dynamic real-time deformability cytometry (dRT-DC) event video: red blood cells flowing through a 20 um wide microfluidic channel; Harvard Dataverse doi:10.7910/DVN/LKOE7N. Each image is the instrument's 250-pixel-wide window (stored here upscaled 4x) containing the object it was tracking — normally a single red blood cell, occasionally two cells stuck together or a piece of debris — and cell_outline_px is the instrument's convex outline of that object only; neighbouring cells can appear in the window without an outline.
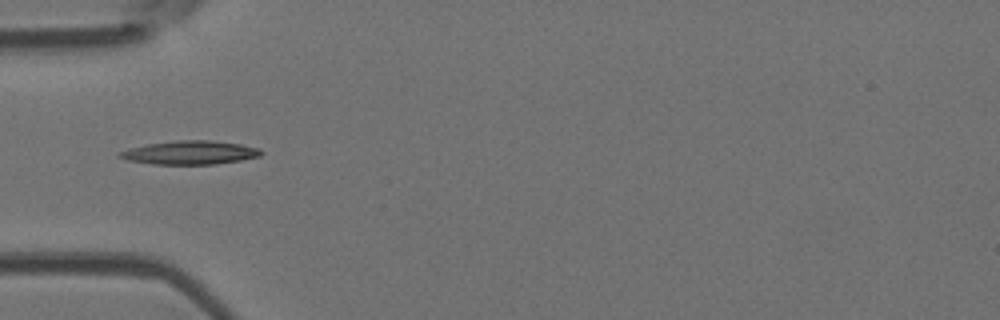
{"species": "Egyptian fruit bat (a non-hibernating species)", "species_latin": "Rousettus aegyptiacus", "temperature_condition": "room temperature", "stored_images_in_passage": 2, "camera_frame_rate_fps": 3000, "um_per_image_px": 0.085, "animal": {"sex": "female"}, "frame": {"image": 1, "passage_image": 2, "time_ms": 1.0, "image_size_px": [1000, 320], "cell_outline_px": [[264, 152], [260, 156], [240, 160], [216, 164], [152, 164], [128, 160], [116, 156], [116, 152], [128, 148], [148, 144], [176, 140], [208, 140], [240, 144], [260, 148]], "centroid_in_image_um": [16.12, 12.97], "position_along_channel_um": 68.9, "area_um2": 19.54}}